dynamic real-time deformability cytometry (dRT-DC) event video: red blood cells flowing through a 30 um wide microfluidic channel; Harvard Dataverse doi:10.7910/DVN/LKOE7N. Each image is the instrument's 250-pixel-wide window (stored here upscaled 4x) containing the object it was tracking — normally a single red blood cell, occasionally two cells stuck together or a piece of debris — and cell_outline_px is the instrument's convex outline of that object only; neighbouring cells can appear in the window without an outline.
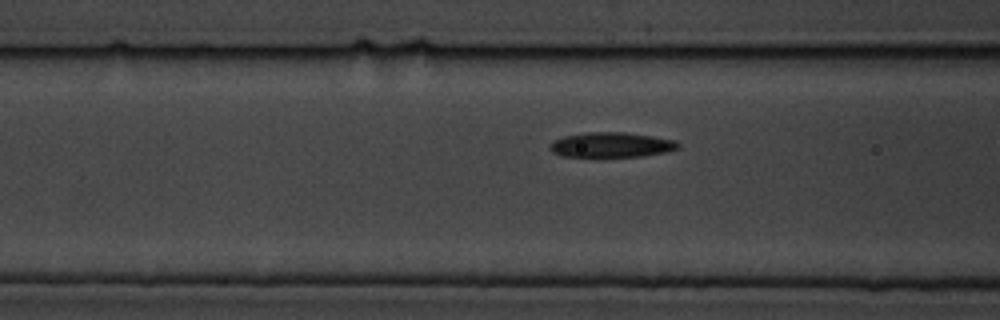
{"species": "common noctule bat (a hibernating species)", "species_latin": "Nyctalus noctula", "temperature_condition": "cold", "stored_images_in_passage": 20, "camera_frame_rate_fps": 3000, "um_per_image_px": 0.085, "animal": {"sex": "male", "body_mass_g": 19.5, "forearm_length_mm": 54.6}, "frame": {"image": 1, "passage_image": 18, "time_ms": 5.667, "image_size_px": [1000, 320], "cell_outline_px": [[680, 148], [664, 152], [640, 156], [560, 156], [552, 152], [548, 148], [548, 144], [552, 140], [564, 136], [588, 132], [624, 132], [652, 136], [676, 140], [680, 144]], "centroid_in_image_um": [51.92, 12.3], "position_along_channel_um": 114.7, "area_um2": 18.67}}